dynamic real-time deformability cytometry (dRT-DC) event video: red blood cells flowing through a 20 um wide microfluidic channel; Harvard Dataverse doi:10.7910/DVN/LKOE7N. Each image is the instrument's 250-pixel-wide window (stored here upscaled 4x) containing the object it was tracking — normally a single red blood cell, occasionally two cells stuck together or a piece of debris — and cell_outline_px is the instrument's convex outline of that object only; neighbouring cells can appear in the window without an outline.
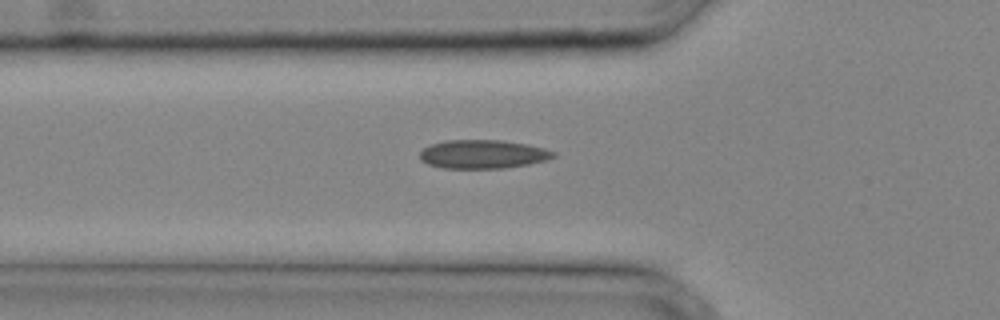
{"species": "common noctule bat (a hibernating species)", "species_latin": "Nyctalus noctula", "temperature_condition": "cold", "stored_images_in_passage": 24, "camera_frame_rate_fps": 3000, "um_per_image_px": 0.085, "animal": {"sex": "male", "body_mass_g": 20.4}, "frame": {"image": 1, "passage_image": 3, "time_ms": 0.667, "image_size_px": [1000, 320], "cell_outline_px": [[556, 156], [544, 160], [528, 164], [504, 168], [440, 168], [428, 164], [420, 160], [420, 152], [424, 148], [432, 144], [444, 140], [500, 140], [528, 144], [544, 148], [556, 152]], "centroid_in_image_um": [41.03, 13.1], "position_along_channel_um": 84.8, "area_um2": 22.31}}
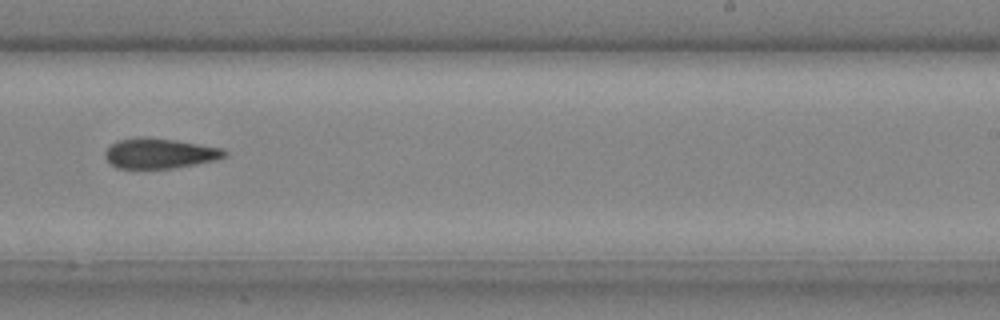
{"frame": {"image": 2, "passage_image": 13, "time_ms": 4.0, "image_size_px": [1000, 320], "cell_outline_px": [[228, 156], [196, 164], [172, 168], [116, 168], [108, 164], [104, 156], [104, 152], [112, 144], [120, 140], [140, 136], [148, 136], [176, 140], [220, 148], [228, 152]], "centroid_in_image_um": [13.52, 13.03], "position_along_channel_um": 275.5, "area_um2": 21.04}}
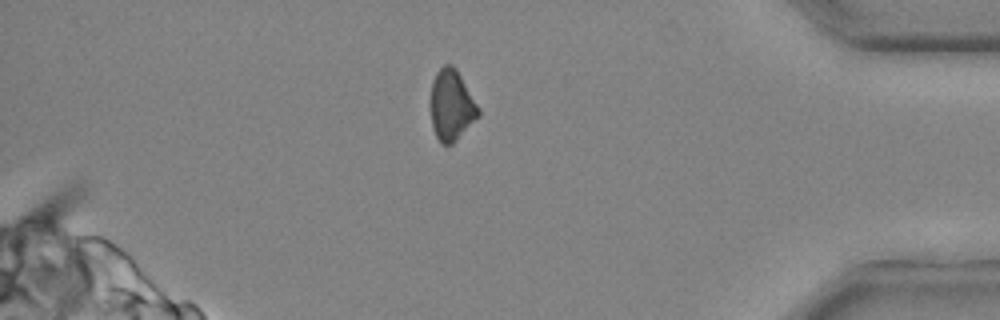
{"frame": {"image": 3, "passage_image": 21, "time_ms": 6.667, "image_size_px": [1000, 320], "cell_outline_px": [[480, 116], [452, 144], [440, 144], [432, 128], [428, 104], [432, 80], [436, 72], [444, 64], [452, 64], [456, 68], [480, 108]], "centroid_in_image_um": [38.34, 8.94], "position_along_channel_um": 396.9, "area_um2": 20.35}}